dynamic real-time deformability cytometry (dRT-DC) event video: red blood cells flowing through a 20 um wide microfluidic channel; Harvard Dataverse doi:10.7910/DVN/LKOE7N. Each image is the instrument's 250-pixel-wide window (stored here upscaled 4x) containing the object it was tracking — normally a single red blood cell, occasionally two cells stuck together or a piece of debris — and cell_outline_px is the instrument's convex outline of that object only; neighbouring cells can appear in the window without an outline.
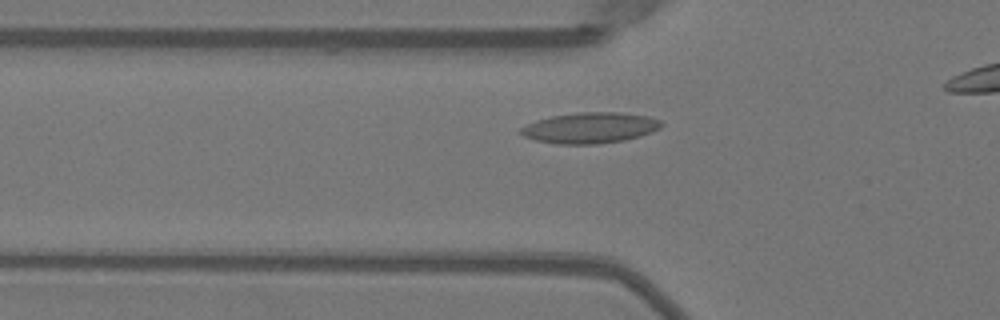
{"species": "Egyptian fruit bat (a non-hibernating species)", "species_latin": "Rousettus aegyptiacus", "temperature_condition": "warm", "stored_images_in_passage": 32, "camera_frame_rate_fps": 3000, "um_per_image_px": 0.085, "animal": {"sex": "female"}, "frame": {"image": 1, "passage_image": 7, "time_ms": 2.0, "image_size_px": [1000, 320], "cell_outline_px": [[664, 124], [660, 128], [652, 132], [640, 136], [624, 140], [596, 144], [556, 144], [536, 140], [524, 136], [516, 132], [520, 128], [536, 120], [552, 116], [580, 112], [620, 112], [648, 116], [660, 120]], "centroid_in_image_um": [50.15, 10.86], "position_along_channel_um": 75.6, "area_um2": 25.32}}
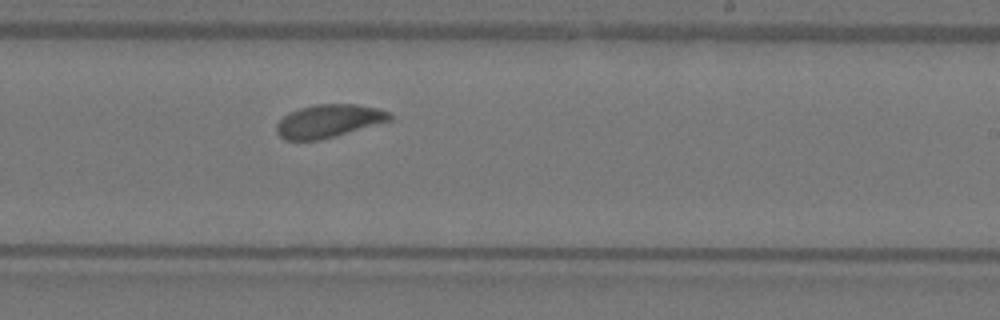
{"frame": {"image": 2, "passage_image": 21, "time_ms": 6.667, "image_size_px": [1000, 320], "cell_outline_px": [[392, 120], [336, 136], [320, 140], [284, 140], [276, 132], [276, 124], [288, 112], [300, 108], [316, 104], [356, 104], [380, 108], [388, 112], [392, 116]], "centroid_in_image_um": [27.94, 10.28], "position_along_channel_um": 261.1, "area_um2": 21.91}}
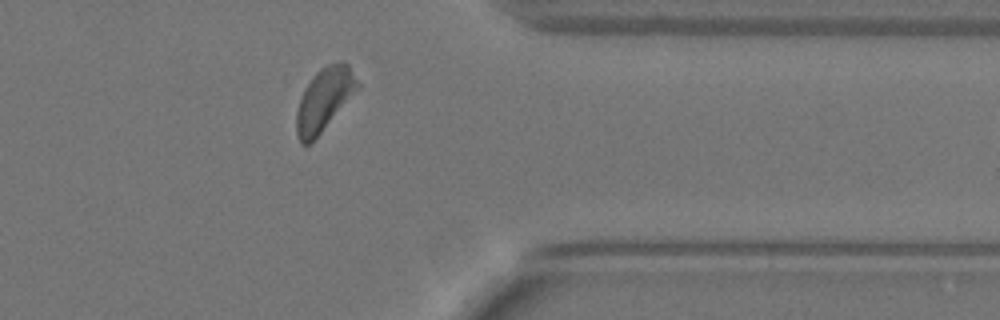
{"frame": {"image": 3, "passage_image": 31, "time_ms": 10.0, "image_size_px": [1000, 320], "cell_outline_px": [[360, 88], [320, 132], [308, 144], [300, 144], [296, 136], [296, 112], [304, 88], [312, 76], [320, 68], [328, 64], [348, 64], [360, 84]], "centroid_in_image_um": [27.54, 8.45], "position_along_channel_um": 383.9, "area_um2": 21.96}}